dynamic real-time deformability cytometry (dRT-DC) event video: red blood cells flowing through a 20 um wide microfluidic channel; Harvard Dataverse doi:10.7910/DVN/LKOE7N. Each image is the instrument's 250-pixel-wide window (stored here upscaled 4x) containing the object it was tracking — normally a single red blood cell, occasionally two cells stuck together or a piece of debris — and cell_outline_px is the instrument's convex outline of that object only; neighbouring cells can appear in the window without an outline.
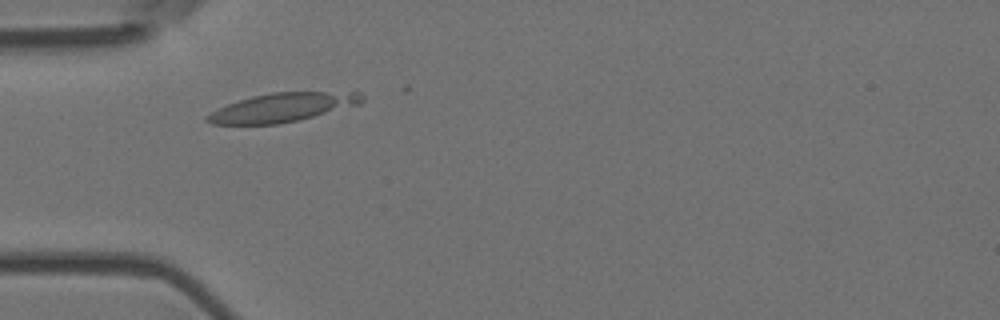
{"species": "Egyptian fruit bat (a non-hibernating species)", "species_latin": "Rousettus aegyptiacus", "temperature_condition": "room temperature", "stored_images_in_passage": 5, "camera_frame_rate_fps": 3000, "um_per_image_px": 0.085, "animal": {"sex": "female"}, "frame": {"image": 1, "passage_image": 3, "time_ms": 0.667, "image_size_px": [1000, 320], "cell_outline_px": [[364, 100], [360, 104], [300, 120], [276, 124], [212, 124], [204, 120], [204, 116], [228, 104], [252, 96], [272, 92], [360, 92], [364, 96]], "centroid_in_image_um": [24.03, 9.13], "position_along_channel_um": 61.0, "area_um2": 25.84}}